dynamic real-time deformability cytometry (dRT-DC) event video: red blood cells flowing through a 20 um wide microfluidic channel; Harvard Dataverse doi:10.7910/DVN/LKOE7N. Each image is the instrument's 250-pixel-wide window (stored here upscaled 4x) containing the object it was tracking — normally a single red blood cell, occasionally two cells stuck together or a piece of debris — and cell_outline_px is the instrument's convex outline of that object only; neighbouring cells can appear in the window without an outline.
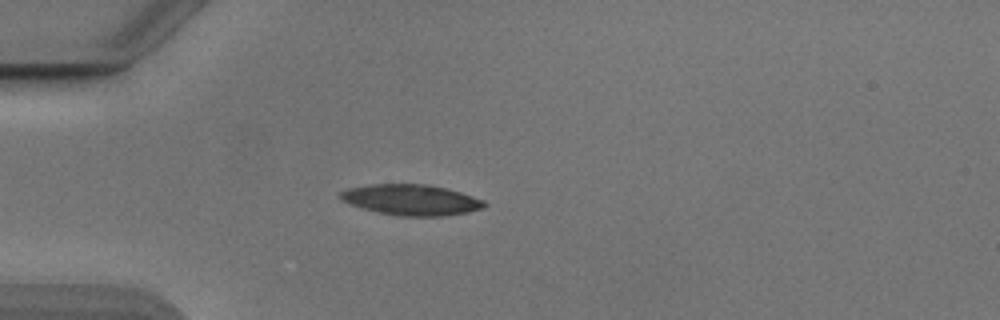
{"species": "Egyptian fruit bat (a non-hibernating species)", "species_latin": "Rousettus aegyptiacus", "temperature_condition": "cold", "stored_images_in_passage": 42, "camera_frame_rate_fps": 3000, "um_per_image_px": 0.085, "animal": {"sex": "male"}, "frame": {"image": 1, "passage_image": 8, "time_ms": 2.333, "image_size_px": [1000, 320], "cell_outline_px": [[488, 204], [484, 208], [468, 212], [440, 216], [400, 216], [376, 212], [348, 204], [340, 200], [336, 196], [340, 192], [348, 188], [372, 184], [428, 184], [460, 192], [484, 200]], "centroid_in_image_um": [34.91, 16.99], "position_along_channel_um": 50.1, "area_um2": 25.95}}
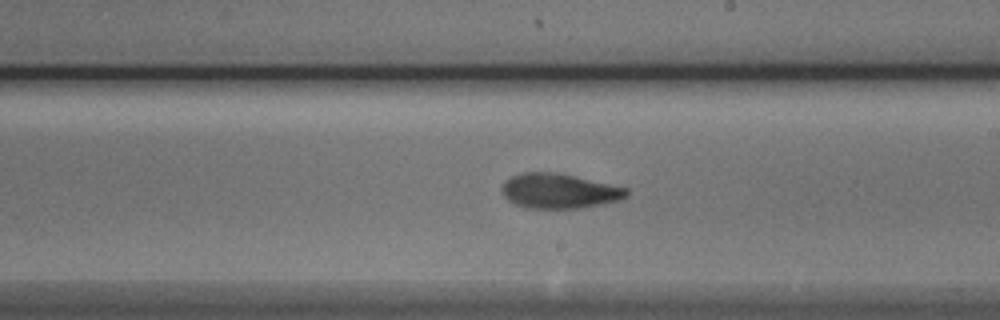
{"frame": {"image": 2, "passage_image": 24, "time_ms": 7.667, "image_size_px": [1000, 320], "cell_outline_px": [[628, 196], [624, 200], [580, 208], [528, 208], [516, 204], [508, 200], [504, 196], [500, 188], [504, 180], [512, 176], [524, 172], [556, 172], [628, 188]], "centroid_in_image_um": [47.53, 16.23], "position_along_channel_um": 241.5, "area_um2": 25.43}}
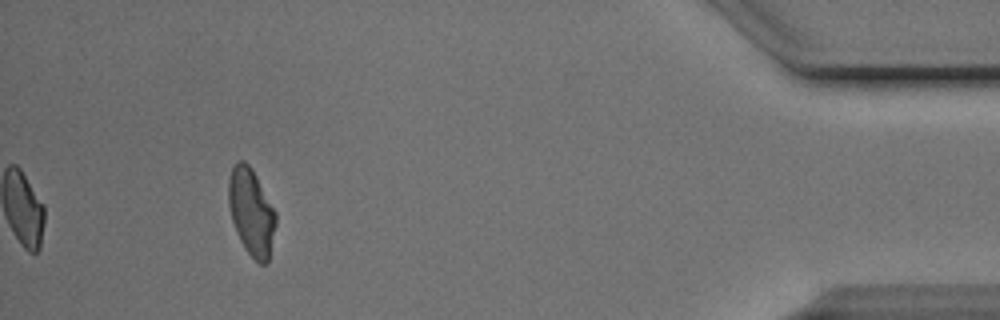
{"frame": {"image": 3, "passage_image": 42, "time_ms": 13.667, "image_size_px": [1000, 320], "cell_outline_px": [[276, 224], [268, 264], [260, 264], [244, 248], [240, 240], [232, 220], [228, 204], [228, 180], [232, 168], [236, 160], [244, 160], [252, 168], [276, 212]], "centroid_in_image_um": [21.36, 18.0], "position_along_channel_um": 413.8, "area_um2": 23.99}, "authors_computed_cell_mechanics": {"area_um2": 25.3453, "velocity_mm_per_s": 3.8839, "shape_relaxation_time_tau1_ms": 6.5469, "shape_relaxation_time_tau2_ms": 2.5506, "deformation_change_tau1": 0.1884, "deformation_change_tau2": 0.0868}}